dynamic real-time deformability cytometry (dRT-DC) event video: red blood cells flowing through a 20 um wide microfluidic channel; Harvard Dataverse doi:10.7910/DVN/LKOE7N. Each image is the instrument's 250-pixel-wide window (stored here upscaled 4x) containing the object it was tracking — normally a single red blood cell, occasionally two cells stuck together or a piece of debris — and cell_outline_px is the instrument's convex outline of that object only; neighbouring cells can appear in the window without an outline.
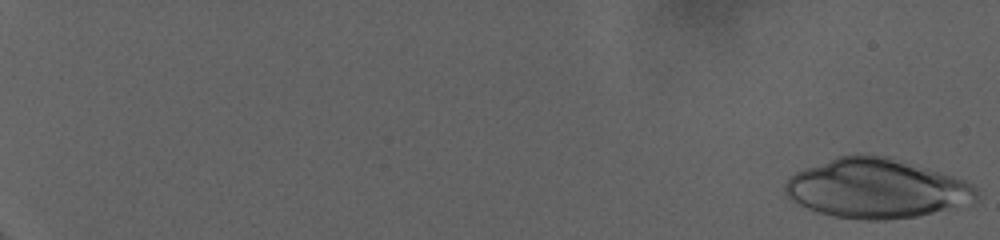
{"species": "human", "species_latin": "Homo sapiens", "temperature_condition": "warm", "stored_images_in_passage": 83, "camera_frame_rate_fps": 3000, "um_per_image_px": 0.085, "donor": {"sex": "female"}, "frame": {"image": 1, "passage_image": 1, "time_ms": 0.0, "image_size_px": [1000, 240], "cell_outline_px": [[980, 200], [976, 204], [916, 216], [884, 220], [864, 220], [832, 216], [808, 208], [792, 200], [784, 192], [784, 184], [788, 176], [804, 168], [836, 156], [856, 152], [892, 156], [964, 180], [972, 184], [976, 188]], "centroid_in_image_um": [74.53, 16.0], "position_along_channel_um": 10.5, "area_um2": 67.39}}
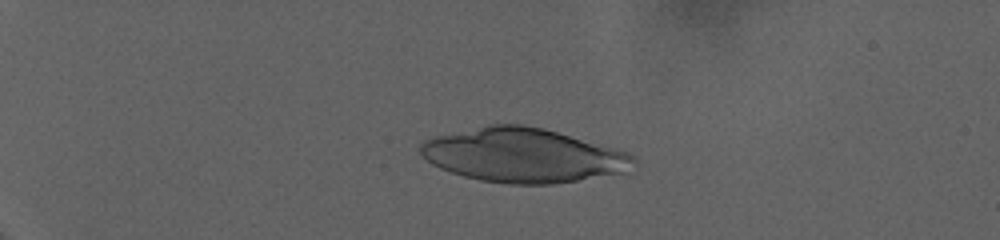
{"frame": {"image": 2, "passage_image": 23, "time_ms": 7.333, "image_size_px": [1000, 240], "cell_outline_px": [[636, 160], [628, 172], [552, 184], [508, 184], [480, 180], [464, 176], [440, 168], [432, 164], [420, 152], [420, 144], [424, 140], [436, 136], [488, 124], [520, 124], [544, 128], [612, 148], [624, 152], [632, 156]], "centroid_in_image_um": [44.43, 13.2], "position_along_channel_um": 40.6, "area_um2": 66.64}}